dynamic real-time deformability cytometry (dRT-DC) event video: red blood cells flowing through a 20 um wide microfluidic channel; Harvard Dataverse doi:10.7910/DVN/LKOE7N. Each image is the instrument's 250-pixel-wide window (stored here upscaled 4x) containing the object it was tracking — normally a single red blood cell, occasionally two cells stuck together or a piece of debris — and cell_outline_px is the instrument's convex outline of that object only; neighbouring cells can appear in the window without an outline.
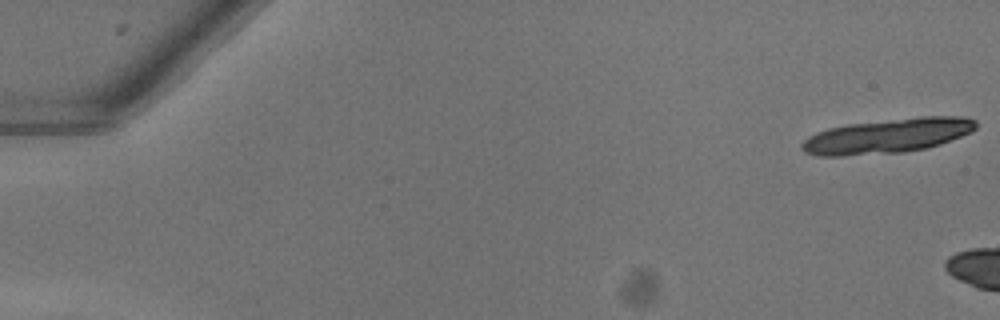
{"species": "common noctule bat (a hibernating species)", "species_latin": "Nyctalus noctula", "temperature_condition": "warm", "stored_images_in_passage": 6, "camera_frame_rate_fps": 3000, "um_per_image_px": 0.085, "animal": {"sex": "female"}, "frame": {"image": 1, "passage_image": 1, "time_ms": 0.0, "image_size_px": [1000, 320], "cell_outline_px": [[976, 128], [972, 132], [940, 144], [928, 148], [904, 152], [840, 156], [820, 156], [804, 152], [800, 148], [800, 144], [808, 136], [816, 132], [828, 128], [848, 124], [920, 116], [964, 116], [976, 120]], "centroid_in_image_um": [75.43, 11.55], "position_along_channel_um": 9.6, "area_um2": 35.37}}